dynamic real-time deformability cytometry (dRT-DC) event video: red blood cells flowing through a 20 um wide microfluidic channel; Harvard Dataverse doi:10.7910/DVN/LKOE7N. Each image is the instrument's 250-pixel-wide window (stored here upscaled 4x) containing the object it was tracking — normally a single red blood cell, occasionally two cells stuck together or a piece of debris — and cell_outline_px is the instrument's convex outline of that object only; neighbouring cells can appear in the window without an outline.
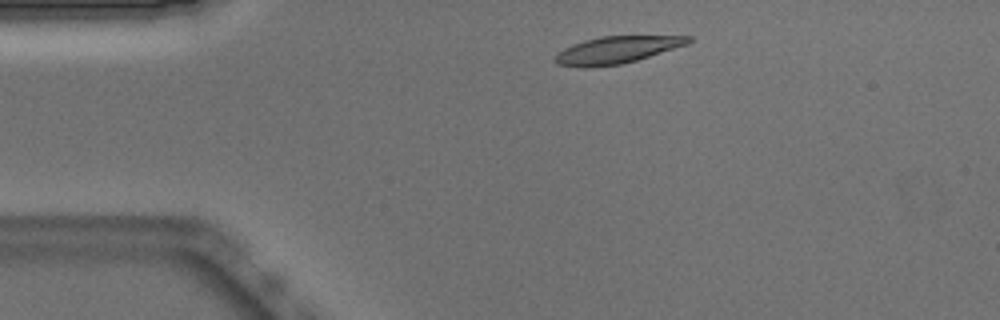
{"species": "Egyptian fruit bat (a non-hibernating species)", "species_latin": "Rousettus aegyptiacus", "temperature_condition": "warm", "stored_images_in_passage": 42, "camera_frame_rate_fps": 3000, "um_per_image_px": 0.085, "animal": {"sex": "male"}, "frame": {"image": 1, "passage_image": 1, "time_ms": 0.0, "image_size_px": [1000, 320], "cell_outline_px": [[692, 40], [688, 44], [636, 60], [620, 64], [588, 68], [580, 68], [556, 64], [552, 60], [552, 56], [556, 52], [572, 44], [584, 40], [600, 36], [692, 36]], "centroid_in_image_um": [52.32, 4.25], "position_along_channel_um": 32.7, "area_um2": 21.27}}
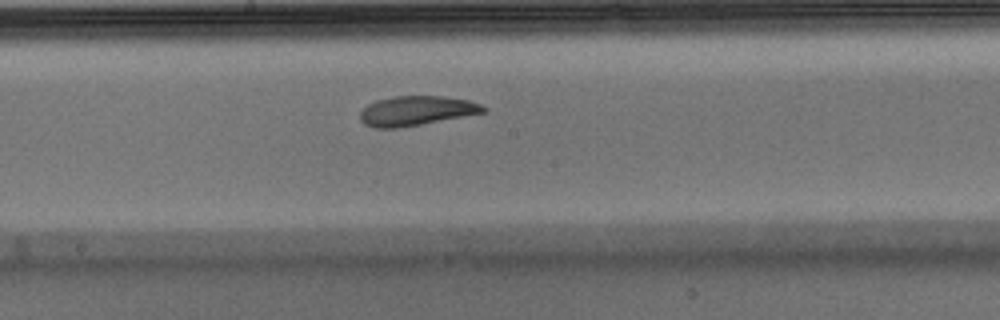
{"frame": {"image": 2, "passage_image": 18, "time_ms": 5.667, "image_size_px": [1000, 320], "cell_outline_px": [[488, 108], [484, 112], [420, 124], [396, 128], [376, 128], [364, 124], [360, 120], [360, 112], [368, 104], [376, 100], [396, 96], [444, 96], [468, 100], [480, 104]], "centroid_in_image_um": [35.36, 9.41], "position_along_channel_um": 212.8, "area_um2": 20.98}}
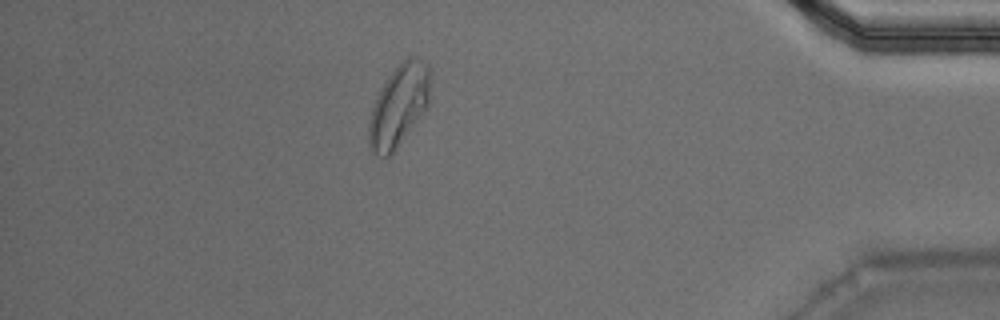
{"frame": {"image": 3, "passage_image": 36, "time_ms": 11.667, "image_size_px": [1000, 320], "cell_outline_px": [[428, 108], [392, 152], [388, 156], [384, 156], [372, 152], [368, 144], [368, 124], [372, 108], [388, 76], [408, 56], [416, 56], [424, 60], [428, 64]], "centroid_in_image_um": [33.89, 8.97], "position_along_channel_um": 401.3, "area_um2": 28.5}, "authors_computed_cell_mechanics": {"area_um2": 21.964, "velocity_mm_per_s": 3.8835, "shape_relaxation_time_tau1_ms": 4.5921, "shape_relaxation_time_tau2_ms": 1.3599, "deformation_change_tau1": 0.1887, "deformation_change_tau2": 0.0687}}